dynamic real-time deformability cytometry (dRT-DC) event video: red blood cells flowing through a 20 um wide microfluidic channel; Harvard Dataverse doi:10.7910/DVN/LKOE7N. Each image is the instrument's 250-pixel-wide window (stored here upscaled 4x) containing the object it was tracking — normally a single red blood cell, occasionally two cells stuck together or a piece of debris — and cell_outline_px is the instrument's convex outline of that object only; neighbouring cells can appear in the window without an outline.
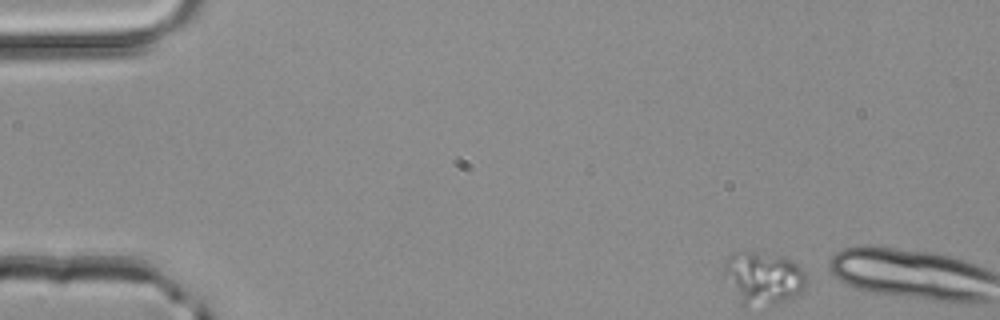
{"species": "common noctule bat (a hibernating species)", "species_latin": "Nyctalus noctula", "temperature_condition": "room temperature", "stored_images_in_passage": 2, "camera_frame_rate_fps": 3000, "um_per_image_px": 0.085, "animal": {"sex": "male", "body_mass_g": 20.4}, "frame": {"image": 1, "passage_image": 1, "time_ms": 0.0, "image_size_px": [1000, 320], "cell_outline_px": [[804, 292], [780, 304], [772, 304], [740, 300], [724, 272], [724, 264], [728, 256], [732, 252], [760, 252], [784, 256], [796, 264], [804, 272]], "centroid_in_image_um": [64.93, 23.56], "position_along_channel_um": 20.1, "area_um2": 24.22}}